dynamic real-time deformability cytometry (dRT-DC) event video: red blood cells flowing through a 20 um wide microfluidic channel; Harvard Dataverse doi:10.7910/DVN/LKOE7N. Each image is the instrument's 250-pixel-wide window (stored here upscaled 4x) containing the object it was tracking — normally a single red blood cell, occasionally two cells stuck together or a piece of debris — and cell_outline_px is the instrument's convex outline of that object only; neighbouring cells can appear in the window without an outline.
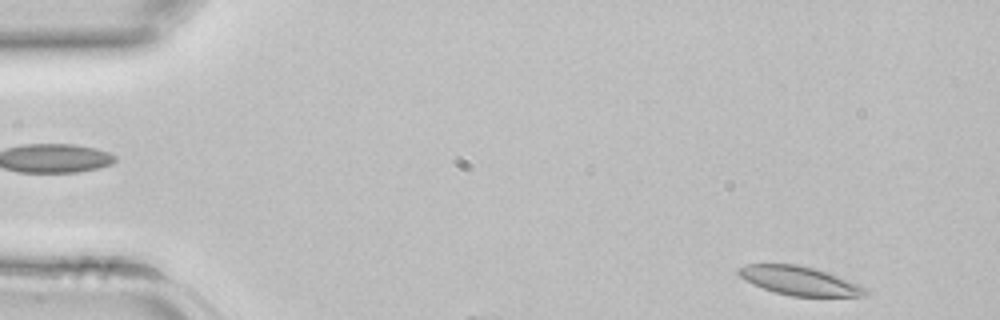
{"species": "common noctule bat (a hibernating species)", "species_latin": "Nyctalus noctula", "temperature_condition": "room temperature", "stored_images_in_passage": 4, "camera_frame_rate_fps": 3000, "um_per_image_px": 0.085, "animal": {"sex": "female", "body_mass_g": 22.7, "forearm_length_mm": 54.2}, "frame": {"image": 1, "passage_image": 1, "time_ms": 0.0, "image_size_px": [1000, 320], "cell_outline_px": [[868, 292], [864, 296], [792, 296], [772, 292], [752, 284], [740, 276], [736, 272], [736, 268], [748, 264], [800, 264], [828, 272], [868, 288]], "centroid_in_image_um": [67.93, 23.86], "position_along_channel_um": 17.1, "area_um2": 21.39}}